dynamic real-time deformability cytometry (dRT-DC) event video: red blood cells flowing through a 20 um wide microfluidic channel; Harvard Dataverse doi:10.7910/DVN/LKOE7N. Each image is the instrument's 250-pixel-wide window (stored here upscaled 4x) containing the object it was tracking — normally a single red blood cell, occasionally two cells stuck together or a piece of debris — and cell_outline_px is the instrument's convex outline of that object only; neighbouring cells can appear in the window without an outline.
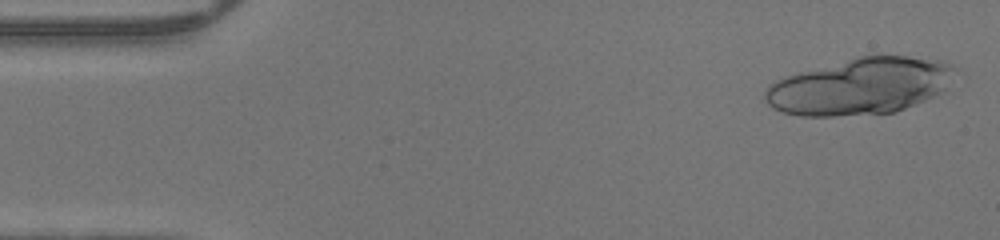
{"species": "human", "species_latin": "Homo sapiens", "temperature_condition": "warm", "stored_images_in_passage": 14, "camera_frame_rate_fps": 3000, "um_per_image_px": 0.085, "donor": {"sex": "male"}, "frame": {"image": 1, "passage_image": 1, "time_ms": 0.0, "image_size_px": [1000, 240], "cell_outline_px": [[960, 68], [944, 88], [940, 92], [924, 100], [896, 112], [832, 116], [800, 116], [784, 112], [772, 108], [764, 100], [764, 92], [768, 84], [784, 76], [856, 56], [876, 52], [944, 60]], "centroid_in_image_um": [73.13, 7.28], "position_along_channel_um": 11.9, "area_um2": 63.58}}